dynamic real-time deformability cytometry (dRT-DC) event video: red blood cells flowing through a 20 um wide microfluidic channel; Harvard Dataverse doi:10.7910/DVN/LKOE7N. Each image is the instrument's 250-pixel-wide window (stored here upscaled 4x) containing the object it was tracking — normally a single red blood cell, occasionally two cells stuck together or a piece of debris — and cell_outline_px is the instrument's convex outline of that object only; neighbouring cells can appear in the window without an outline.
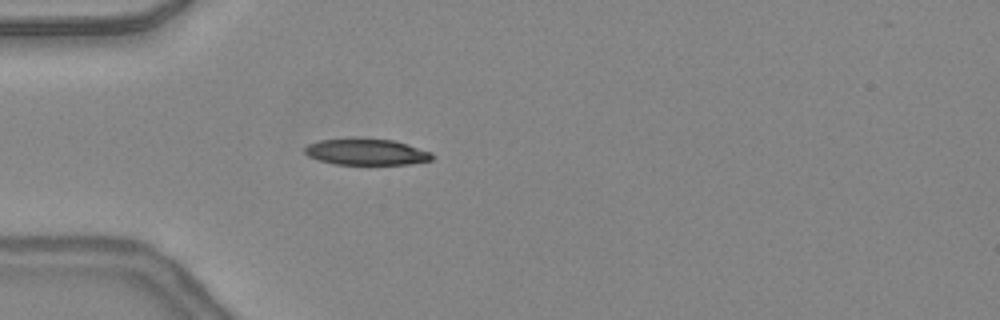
{"species": "common noctule bat (a hibernating species)", "species_latin": "Nyctalus noctula", "temperature_condition": "warm", "stored_images_in_passage": 35, "camera_frame_rate_fps": 3000, "um_per_image_px": 0.085, "animal": {"sex": "female", "body_mass_g": 24.6, "forearm_length_mm": 56.2}, "frame": {"image": 1, "passage_image": 1, "time_ms": 0.0, "image_size_px": [1000, 320], "cell_outline_px": [[432, 160], [408, 164], [336, 164], [320, 160], [308, 156], [304, 152], [304, 148], [308, 144], [320, 140], [352, 136], [360, 136], [392, 140], [432, 152]], "centroid_in_image_um": [31.09, 12.87], "position_along_channel_um": 53.9, "area_um2": 19.88}}
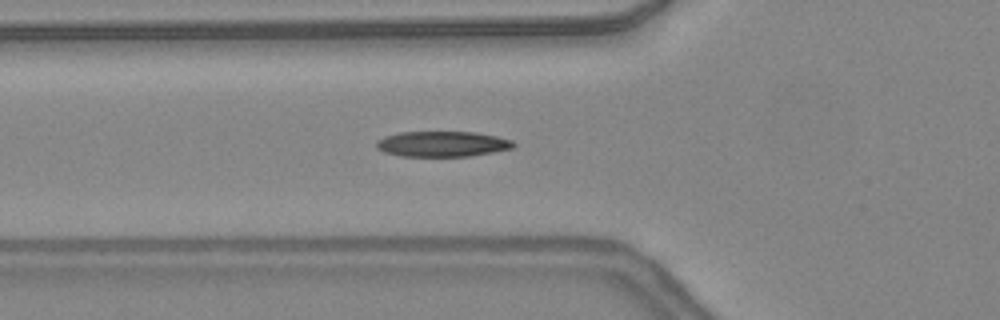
{"frame": {"image": 2, "passage_image": 4, "time_ms": 1.0, "image_size_px": [1000, 320], "cell_outline_px": [[516, 144], [512, 148], [492, 152], [468, 156], [400, 156], [384, 152], [376, 148], [376, 140], [384, 136], [400, 132], [476, 132], [496, 136], [512, 140]], "centroid_in_image_um": [37.56, 12.23], "position_along_channel_um": 88.2, "area_um2": 20.35}}
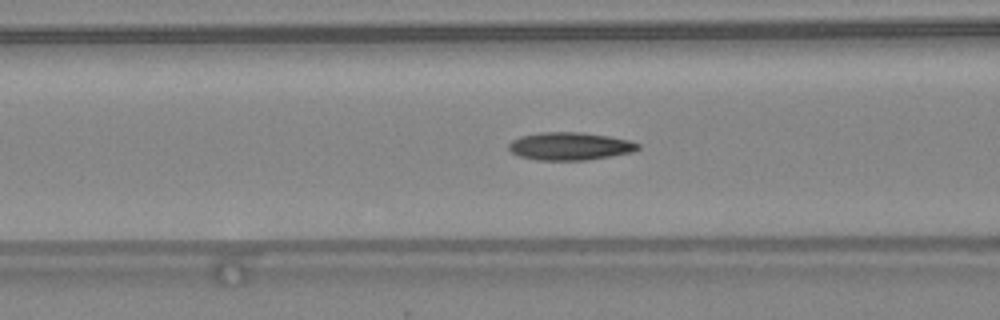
{"frame": {"image": 3, "passage_image": 6, "time_ms": 1.667, "image_size_px": [1000, 320], "cell_outline_px": [[640, 148], [632, 152], [588, 160], [536, 160], [520, 156], [512, 152], [508, 148], [508, 144], [512, 140], [520, 136], [540, 132], [584, 132], [608, 136], [628, 140], [640, 144]], "centroid_in_image_um": [48.43, 12.42], "position_along_channel_um": 118.2, "area_um2": 20.98}}